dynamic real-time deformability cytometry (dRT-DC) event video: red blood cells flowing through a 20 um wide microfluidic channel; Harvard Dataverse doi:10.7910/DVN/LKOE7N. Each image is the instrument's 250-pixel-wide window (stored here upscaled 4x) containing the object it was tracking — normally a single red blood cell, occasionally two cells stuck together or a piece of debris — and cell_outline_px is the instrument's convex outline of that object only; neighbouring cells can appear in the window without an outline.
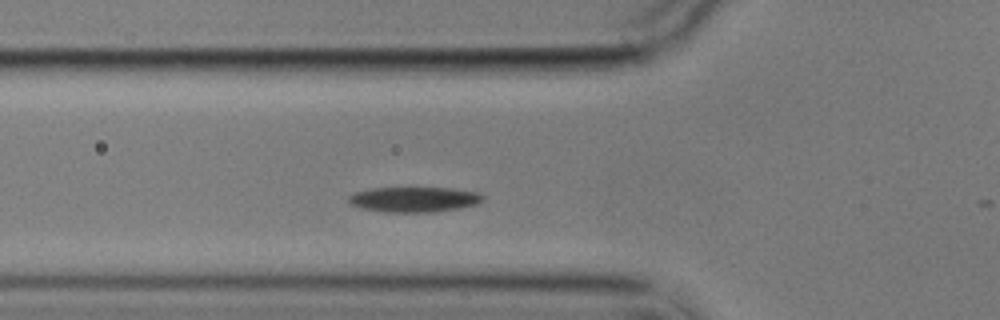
{"species": "common noctule bat (a hibernating species)", "species_latin": "Nyctalus noctula", "temperature_condition": "cold", "stored_images_in_passage": 3, "camera_frame_rate_fps": 3000, "um_per_image_px": 0.085, "animal": {"sex": "male", "body_mass_g": 17.9}, "frame": {"image": 1, "passage_image": 2, "time_ms": 1.0, "image_size_px": [1000, 320], "cell_outline_px": [[484, 200], [476, 204], [436, 212], [384, 212], [364, 208], [348, 204], [348, 196], [356, 192], [372, 188], [452, 188], [480, 192], [484, 196]], "centroid_in_image_um": [35.21, 16.95], "position_along_channel_um": 90.6, "area_um2": 19.71}}